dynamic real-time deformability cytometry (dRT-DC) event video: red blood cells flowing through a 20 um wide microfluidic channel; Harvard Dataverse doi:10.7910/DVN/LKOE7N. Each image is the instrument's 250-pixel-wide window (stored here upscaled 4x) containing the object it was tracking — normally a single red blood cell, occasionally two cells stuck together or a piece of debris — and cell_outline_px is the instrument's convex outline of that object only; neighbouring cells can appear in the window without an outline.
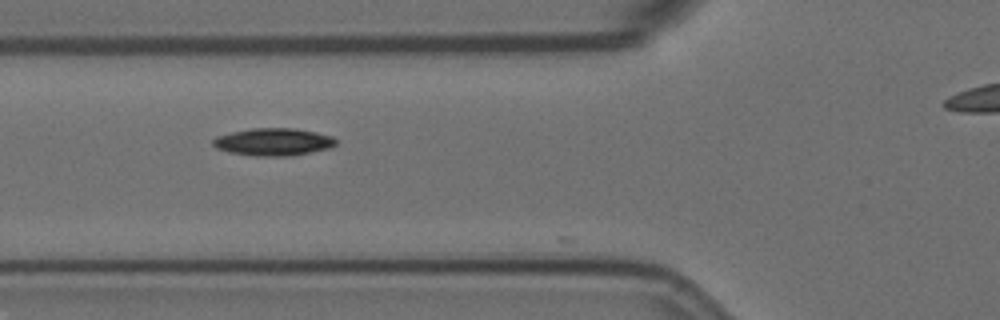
{"species": "Egyptian fruit bat (a non-hibernating species)", "species_latin": "Rousettus aegyptiacus", "temperature_condition": "room temperature", "stored_images_in_passage": 7, "camera_frame_rate_fps": 3000, "um_per_image_px": 0.085, "animal": {"sex": "female"}, "frame": {"image": 1, "passage_image": 4, "time_ms": 1.0, "image_size_px": [1000, 320], "cell_outline_px": [[336, 144], [328, 148], [288, 156], [256, 156], [228, 152], [216, 148], [212, 144], [212, 140], [216, 136], [232, 132], [252, 128], [296, 128], [316, 132], [332, 136], [336, 140]], "centroid_in_image_um": [23.2, 12.05], "position_along_channel_um": 102.6, "area_um2": 19.59}}
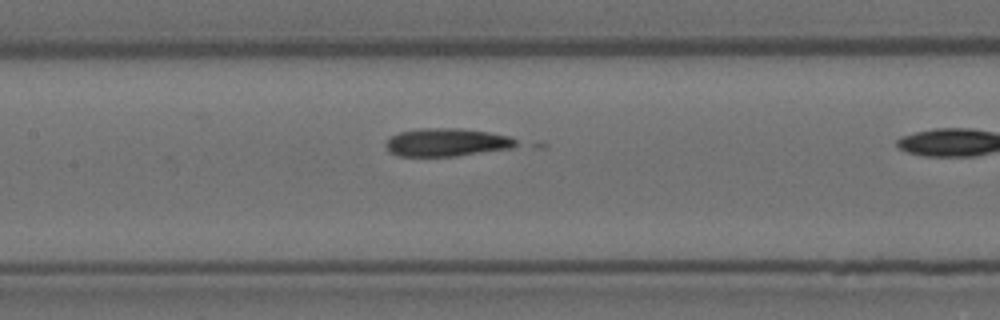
{"frame": {"image": 2, "passage_image": 6, "time_ms": 1.667, "image_size_px": [1000, 320], "cell_outline_px": [[520, 144], [512, 148], [456, 156], [396, 156], [388, 152], [384, 144], [392, 136], [400, 132], [420, 128], [460, 128], [488, 132], [508, 136], [516, 140]], "centroid_in_image_um": [37.95, 12.1], "position_along_channel_um": 169.4, "area_um2": 21.39}}